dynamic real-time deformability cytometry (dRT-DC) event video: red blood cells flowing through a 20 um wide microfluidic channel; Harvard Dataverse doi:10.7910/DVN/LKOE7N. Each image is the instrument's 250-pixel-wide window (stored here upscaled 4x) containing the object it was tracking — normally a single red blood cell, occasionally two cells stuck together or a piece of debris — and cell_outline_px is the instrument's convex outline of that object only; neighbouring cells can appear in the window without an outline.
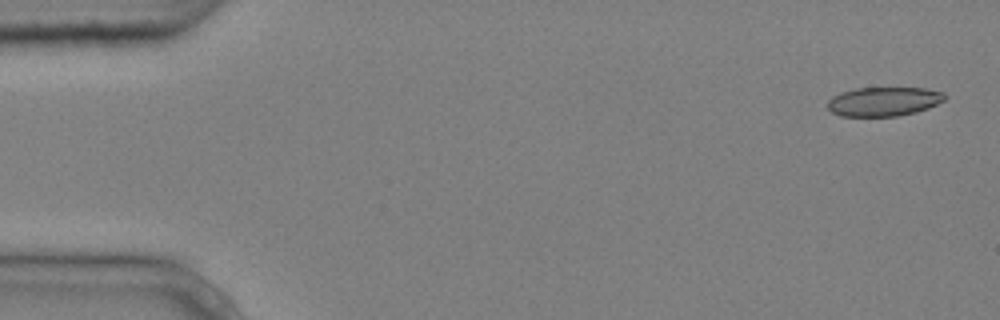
{"species": "common noctule bat (a hibernating species)", "species_latin": "Nyctalus noctula", "temperature_condition": "cold", "stored_images_in_passage": 6, "camera_frame_rate_fps": 3000, "um_per_image_px": 0.085, "animal": {"sex": "male", "body_mass_g": 20.4}, "frame": {"image": 1, "passage_image": 1, "time_ms": 0.0, "image_size_px": [1000, 320], "cell_outline_px": [[948, 96], [944, 100], [928, 108], [916, 112], [896, 116], [840, 116], [832, 112], [828, 108], [828, 100], [832, 96], [840, 92], [856, 88], [924, 88], [944, 92]], "centroid_in_image_um": [75.12, 8.62], "position_along_channel_um": 9.9, "area_um2": 19.94}}
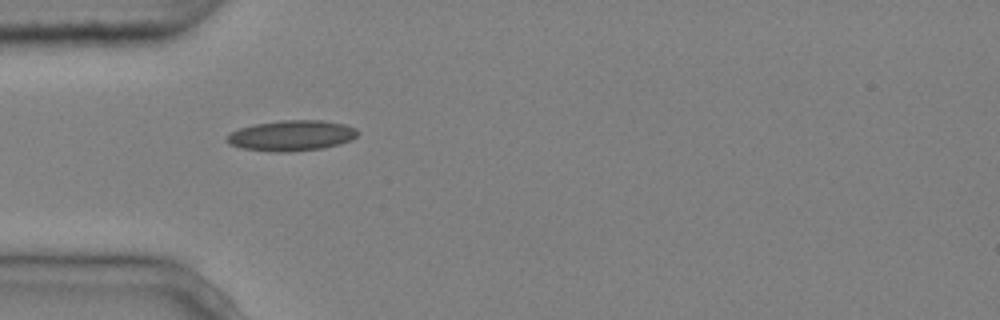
{"frame": {"image": 2, "passage_image": 5, "time_ms": 1.333, "image_size_px": [1000, 320], "cell_outline_px": [[360, 132], [352, 140], [340, 144], [324, 148], [288, 152], [268, 152], [240, 148], [228, 144], [228, 136], [232, 132], [240, 128], [256, 124], [284, 120], [320, 120], [344, 124], [356, 128]], "centroid_in_image_um": [24.81, 11.54], "position_along_channel_um": 60.2, "area_um2": 23.35}}